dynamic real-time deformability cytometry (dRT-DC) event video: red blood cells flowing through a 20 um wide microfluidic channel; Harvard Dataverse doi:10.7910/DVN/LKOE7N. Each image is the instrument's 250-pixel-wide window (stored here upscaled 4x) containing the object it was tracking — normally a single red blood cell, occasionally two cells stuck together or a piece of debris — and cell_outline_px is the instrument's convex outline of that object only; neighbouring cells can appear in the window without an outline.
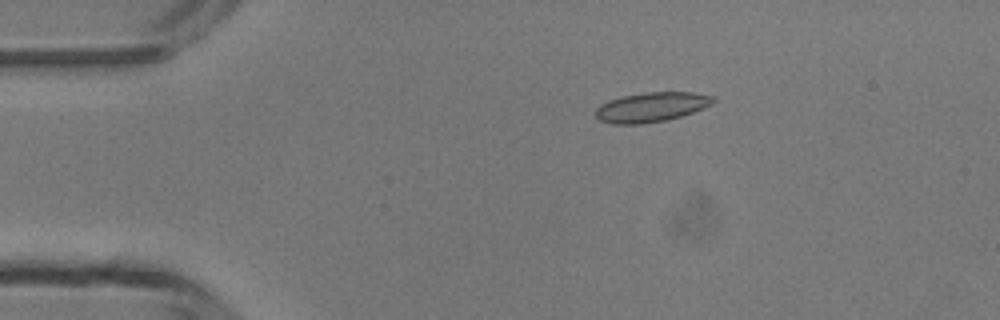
{"species": "common noctule bat (a hibernating species)", "species_latin": "Nyctalus noctula", "temperature_condition": "room temperature", "stored_images_in_passage": 5, "camera_frame_rate_fps": 3000, "um_per_image_px": 0.085, "animal": {"sex": "male", "body_mass_g": 13.3}, "frame": {"image": 1, "passage_image": 3, "time_ms": 2.333, "image_size_px": [1000, 320], "cell_outline_px": [[716, 100], [712, 104], [704, 108], [668, 120], [640, 124], [612, 124], [600, 120], [596, 116], [596, 108], [600, 104], [608, 100], [620, 96], [648, 92], [692, 92], [716, 96]], "centroid_in_image_um": [55.38, 9.09], "position_along_channel_um": 29.6, "area_um2": 20.46}}
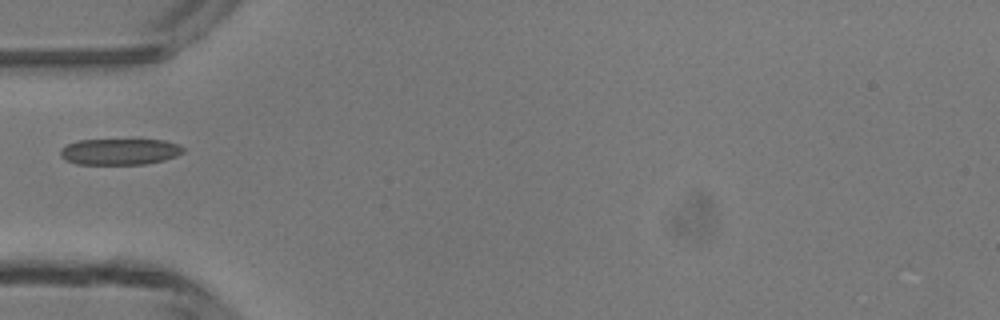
{"frame": {"image": 2, "passage_image": 5, "time_ms": 4.667, "image_size_px": [1000, 320], "cell_outline_px": [[184, 152], [176, 156], [164, 160], [144, 164], [76, 164], [64, 160], [60, 156], [60, 148], [68, 144], [80, 140], [140, 136], [164, 140], [180, 144], [184, 148]], "centroid_in_image_um": [10.22, 12.83], "position_along_channel_um": 74.8, "area_um2": 20.06}}